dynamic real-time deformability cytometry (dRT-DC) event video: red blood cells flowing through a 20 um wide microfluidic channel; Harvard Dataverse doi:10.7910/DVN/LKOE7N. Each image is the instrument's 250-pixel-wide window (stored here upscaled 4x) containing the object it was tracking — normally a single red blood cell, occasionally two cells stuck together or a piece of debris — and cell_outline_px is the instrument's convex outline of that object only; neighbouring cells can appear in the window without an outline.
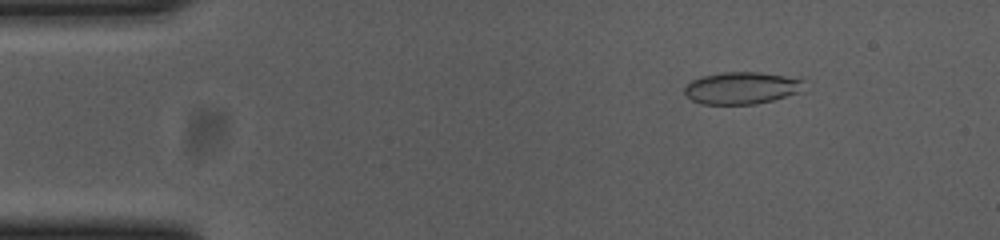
{"species": "common noctule bat (a hibernating species)", "species_latin": "Nyctalus noctula", "temperature_condition": "cold", "stored_images_in_passage": 20, "camera_frame_rate_fps": 3000, "um_per_image_px": 0.085, "animal": {"sex": "female", "body_mass_g": 23.0, "forearm_length_mm": 53.4}, "frame": {"image": 1, "passage_image": 7, "time_ms": 2.0, "image_size_px": [1000, 240], "cell_outline_px": [[808, 92], [756, 104], [700, 104], [684, 96], [684, 88], [692, 80], [700, 76], [724, 72], [756, 72], [784, 76], [808, 80]], "centroid_in_image_um": [63.16, 7.49], "position_along_channel_um": 21.8, "area_um2": 23.12}}
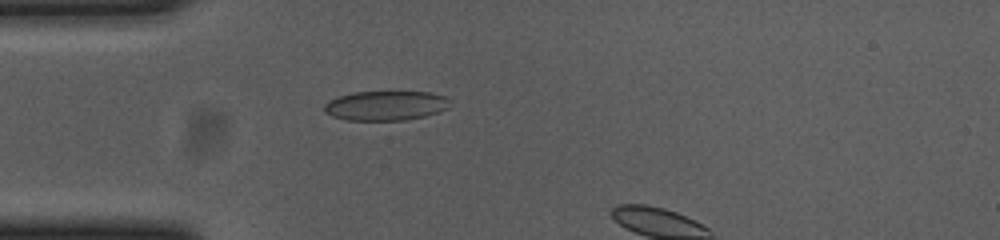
{"frame": {"image": 2, "passage_image": 15, "time_ms": 4.667, "image_size_px": [1000, 240], "cell_outline_px": [[452, 100], [448, 108], [440, 112], [424, 116], [404, 120], [344, 120], [332, 116], [324, 112], [324, 104], [328, 100], [336, 96], [352, 92], [432, 92], [448, 96]], "centroid_in_image_um": [32.8, 8.97], "position_along_channel_um": 52.2, "area_um2": 22.08}}
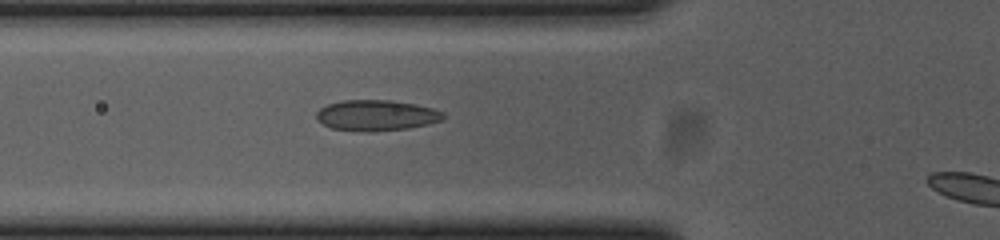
{"frame": {"image": 3, "passage_image": 19, "time_ms": 6.0, "image_size_px": [1000, 240], "cell_outline_px": [[444, 120], [428, 124], [408, 128], [372, 132], [364, 132], [332, 128], [316, 120], [316, 112], [320, 108], [328, 104], [340, 100], [392, 100], [416, 104], [432, 108], [444, 112]], "centroid_in_image_um": [31.99, 9.8], "position_along_channel_um": 93.8, "area_um2": 22.95}}